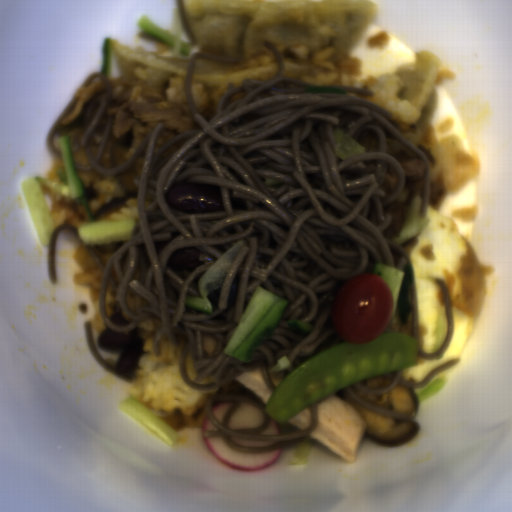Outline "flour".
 Here are the masks:
<instances>
[{
    "instance_id": "obj_2",
    "label": "flour",
    "mask_w": 512,
    "mask_h": 512,
    "mask_svg": "<svg viewBox=\"0 0 512 512\" xmlns=\"http://www.w3.org/2000/svg\"><path fill=\"white\" fill-rule=\"evenodd\" d=\"M394 74L400 80L396 97L415 107L417 119L414 123H405L396 117L390 121L416 145L428 132L439 105L436 92L438 59L434 53L419 50L412 66Z\"/></svg>"
},
{
    "instance_id": "obj_1",
    "label": "flour",
    "mask_w": 512,
    "mask_h": 512,
    "mask_svg": "<svg viewBox=\"0 0 512 512\" xmlns=\"http://www.w3.org/2000/svg\"><path fill=\"white\" fill-rule=\"evenodd\" d=\"M194 41L208 50L253 54L299 44L351 50L376 12L369 1H181Z\"/></svg>"
},
{
    "instance_id": "obj_4",
    "label": "flour",
    "mask_w": 512,
    "mask_h": 512,
    "mask_svg": "<svg viewBox=\"0 0 512 512\" xmlns=\"http://www.w3.org/2000/svg\"><path fill=\"white\" fill-rule=\"evenodd\" d=\"M278 64H254L241 68H225L197 58L192 84H208L214 90L225 91L230 83L242 85L244 77L268 80L277 77Z\"/></svg>"
},
{
    "instance_id": "obj_5",
    "label": "flour",
    "mask_w": 512,
    "mask_h": 512,
    "mask_svg": "<svg viewBox=\"0 0 512 512\" xmlns=\"http://www.w3.org/2000/svg\"><path fill=\"white\" fill-rule=\"evenodd\" d=\"M285 70L282 74V76L290 77V78H298L300 76H303L311 71L312 68L309 64L302 63V62H291V63H284Z\"/></svg>"
},
{
    "instance_id": "obj_3",
    "label": "flour",
    "mask_w": 512,
    "mask_h": 512,
    "mask_svg": "<svg viewBox=\"0 0 512 512\" xmlns=\"http://www.w3.org/2000/svg\"><path fill=\"white\" fill-rule=\"evenodd\" d=\"M118 76L132 84L157 85L168 79L183 80L192 56L161 55L145 48L132 49L118 40H109Z\"/></svg>"
}]
</instances>
